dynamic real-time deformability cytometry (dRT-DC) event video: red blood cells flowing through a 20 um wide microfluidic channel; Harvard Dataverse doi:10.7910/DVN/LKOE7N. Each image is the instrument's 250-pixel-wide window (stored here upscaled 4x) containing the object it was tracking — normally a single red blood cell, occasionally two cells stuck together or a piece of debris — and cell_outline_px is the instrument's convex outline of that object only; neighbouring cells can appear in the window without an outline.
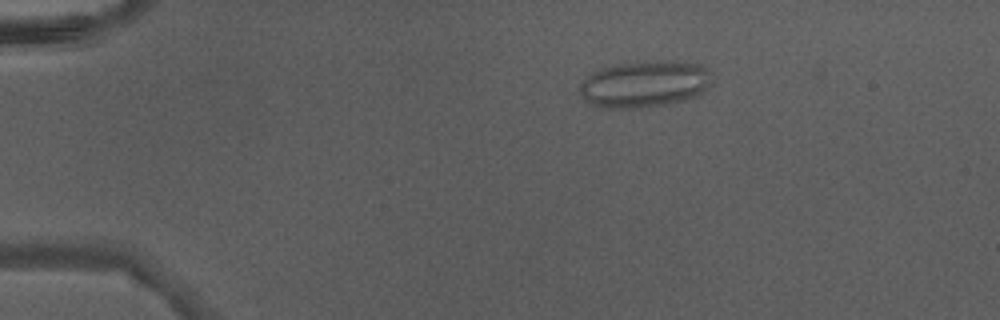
{"species": "Egyptian fruit bat (a non-hibernating species)", "species_latin": "Rousettus aegyptiacus", "temperature_condition": "warm", "stored_images_in_passage": 40, "camera_frame_rate_fps": 3000, "um_per_image_px": 0.085, "animal": {"sex": "male"}, "frame": {"image": 1, "passage_image": 2, "time_ms": 0.333, "image_size_px": [1000, 320], "cell_outline_px": [[708, 72], [704, 88], [700, 96], [668, 104], [640, 108], [596, 108], [588, 104], [580, 92], [580, 84], [592, 72], [600, 68], [616, 64], [644, 60], [668, 60], [696, 64], [708, 68]], "centroid_in_image_um": [54.7, 7.15], "position_along_channel_um": 30.3, "area_um2": 36.01}}
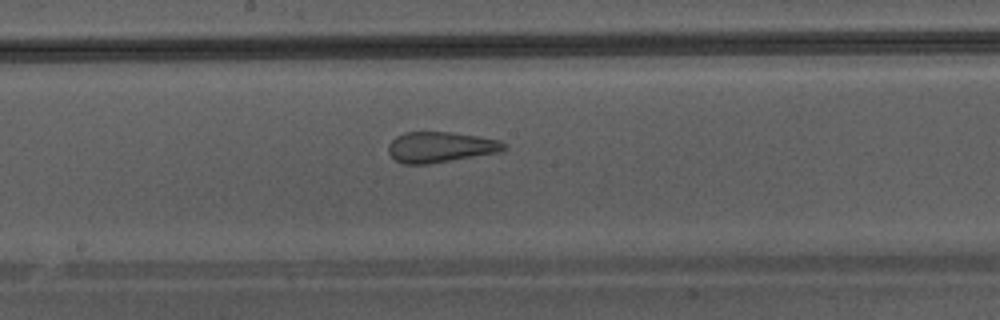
{"frame": {"image": 2, "passage_image": 19, "time_ms": 6.0, "image_size_px": [1000, 320], "cell_outline_px": [[508, 148], [500, 152], [428, 164], [404, 164], [396, 160], [388, 152], [388, 144], [396, 136], [404, 132], [452, 132], [480, 136], [500, 140], [508, 144]], "centroid_in_image_um": [37.47, 12.49], "position_along_channel_um": 210.7, "area_um2": 20.81}}
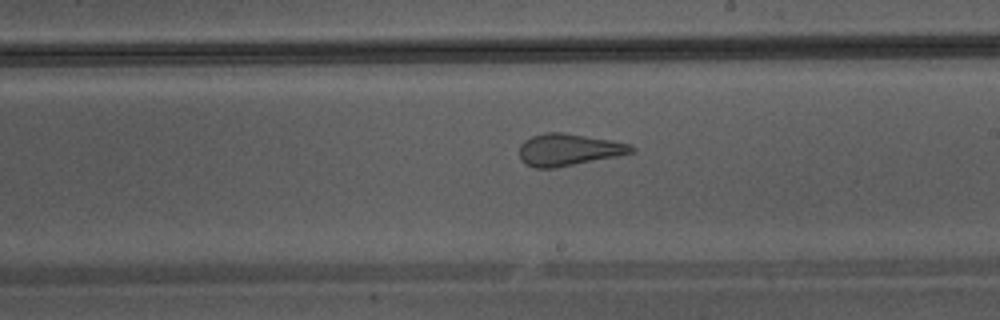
{"frame": {"image": 3, "passage_image": 21, "time_ms": 6.667, "image_size_px": [1000, 320], "cell_outline_px": [[636, 152], [556, 168], [536, 168], [524, 164], [520, 160], [520, 144], [524, 140], [532, 136], [544, 132], [564, 132], [608, 140], [628, 144], [636, 148]], "centroid_in_image_um": [48.28, 12.73], "position_along_channel_um": 240.7, "area_um2": 20.87}}